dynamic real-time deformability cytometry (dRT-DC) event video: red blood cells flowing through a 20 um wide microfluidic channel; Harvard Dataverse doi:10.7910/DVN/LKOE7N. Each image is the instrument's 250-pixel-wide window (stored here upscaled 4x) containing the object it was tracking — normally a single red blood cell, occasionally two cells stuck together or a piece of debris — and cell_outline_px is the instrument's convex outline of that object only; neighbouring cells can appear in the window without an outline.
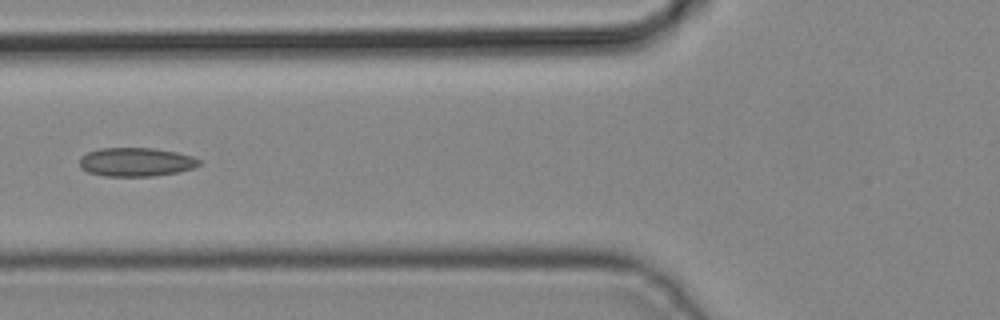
{"species": "common noctule bat (a hibernating species)", "species_latin": "Nyctalus noctula", "temperature_condition": "cold", "stored_images_in_passage": 4, "camera_frame_rate_fps": 3000, "um_per_image_px": 0.085, "animal": {"sex": "male", "body_mass_g": 19.2, "forearm_length_mm": 51.8}, "frame": {"image": 1, "passage_image": 4, "time_ms": 1.0, "image_size_px": [1000, 320], "cell_outline_px": [[200, 164], [192, 168], [176, 172], [152, 176], [104, 176], [88, 172], [80, 168], [80, 156], [88, 152], [100, 148], [152, 148], [176, 152], [192, 156], [200, 160]], "centroid_in_image_um": [11.52, 13.77], "position_along_channel_um": 114.3, "area_um2": 19.94}}